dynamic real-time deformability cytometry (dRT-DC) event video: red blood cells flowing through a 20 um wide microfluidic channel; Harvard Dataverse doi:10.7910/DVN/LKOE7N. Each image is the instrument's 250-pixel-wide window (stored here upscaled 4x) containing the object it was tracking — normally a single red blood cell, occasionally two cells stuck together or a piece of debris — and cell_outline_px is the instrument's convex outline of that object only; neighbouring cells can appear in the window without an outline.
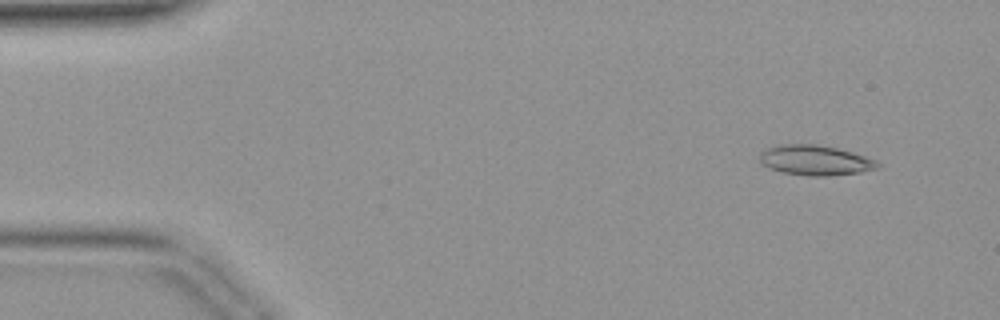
{"species": "common noctule bat (a hibernating species)", "species_latin": "Nyctalus noctula", "temperature_condition": "warm", "stored_images_in_passage": 42, "camera_frame_rate_fps": 3000, "um_per_image_px": 0.085, "animal": {"sex": "female", "body_mass_g": 19.9}, "frame": {"image": 1, "passage_image": 4, "time_ms": 1.0, "image_size_px": [1000, 320], "cell_outline_px": [[880, 168], [860, 172], [832, 176], [812, 176], [784, 172], [772, 168], [764, 164], [760, 160], [760, 152], [764, 148], [776, 144], [816, 144], [836, 148], [852, 152], [876, 160], [880, 164]], "centroid_in_image_um": [69.31, 13.61], "position_along_channel_um": 15.7, "area_um2": 20.63}}
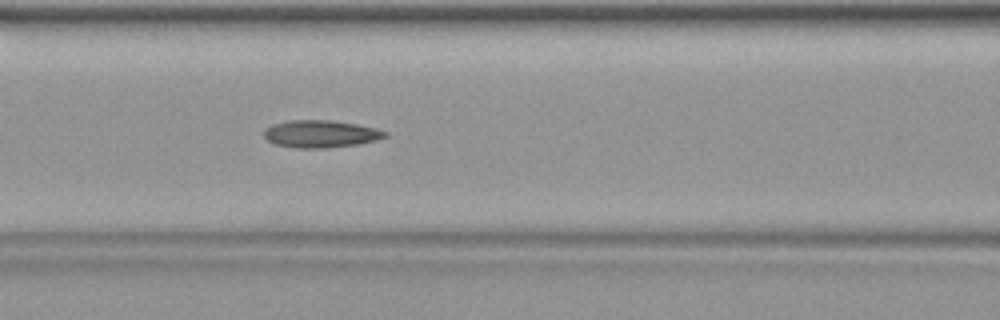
{"frame": {"image": 2, "passage_image": 18, "time_ms": 5.667, "image_size_px": [1000, 320], "cell_outline_px": [[388, 136], [376, 140], [356, 144], [324, 148], [296, 148], [276, 144], [268, 140], [264, 136], [264, 128], [272, 124], [288, 120], [332, 120], [356, 124], [376, 128], [388, 132]], "centroid_in_image_um": [27.25, 11.37], "position_along_channel_um": 139.4, "area_um2": 19.31}}
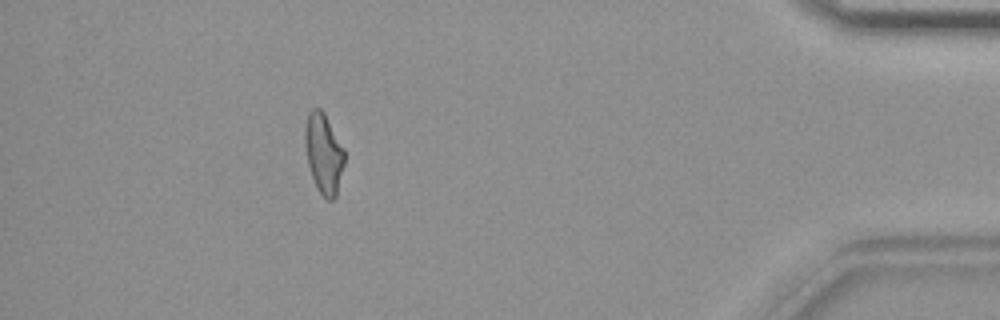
{"frame": {"image": 3, "passage_image": 38, "time_ms": 12.333, "image_size_px": [1000, 320], "cell_outline_px": [[344, 164], [336, 196], [332, 200], [324, 200], [316, 188], [308, 164], [304, 144], [304, 128], [308, 112], [312, 108], [320, 108], [324, 112], [344, 148]], "centroid_in_image_um": [27.49, 13.04], "position_along_channel_um": 407.7, "area_um2": 18.67}}